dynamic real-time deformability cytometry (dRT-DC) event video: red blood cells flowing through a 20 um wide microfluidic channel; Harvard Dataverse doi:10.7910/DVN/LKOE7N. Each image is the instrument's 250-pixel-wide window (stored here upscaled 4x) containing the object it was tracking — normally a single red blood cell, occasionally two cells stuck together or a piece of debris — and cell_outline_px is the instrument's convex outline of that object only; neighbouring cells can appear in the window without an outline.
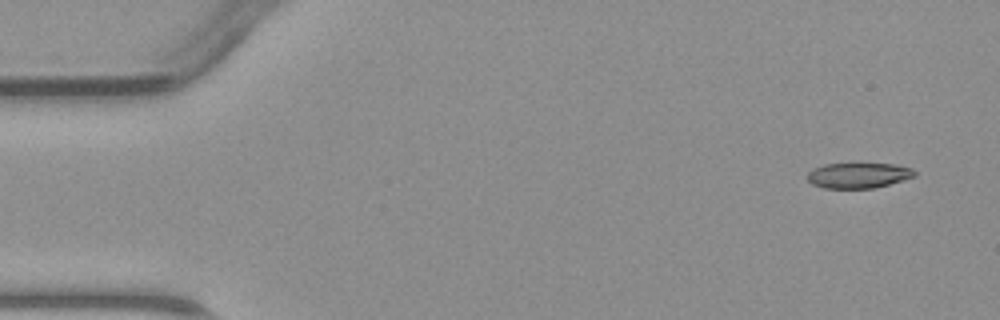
{"species": "common noctule bat (a hibernating species)", "species_latin": "Nyctalus noctula", "temperature_condition": "warm", "stored_images_in_passage": 4, "camera_frame_rate_fps": 3000, "um_per_image_px": 0.085, "animal": {"sex": "male", "body_mass_g": 23.1, "forearm_length_mm": 52.7}, "frame": {"image": 1, "passage_image": 1, "time_ms": 0.0, "image_size_px": [1000, 320], "cell_outline_px": [[916, 176], [888, 184], [872, 188], [824, 188], [812, 184], [808, 180], [808, 172], [812, 168], [824, 164], [892, 164], [912, 168], [916, 172]], "centroid_in_image_um": [72.94, 14.9], "position_along_channel_um": 12.1, "area_um2": 15.72}}
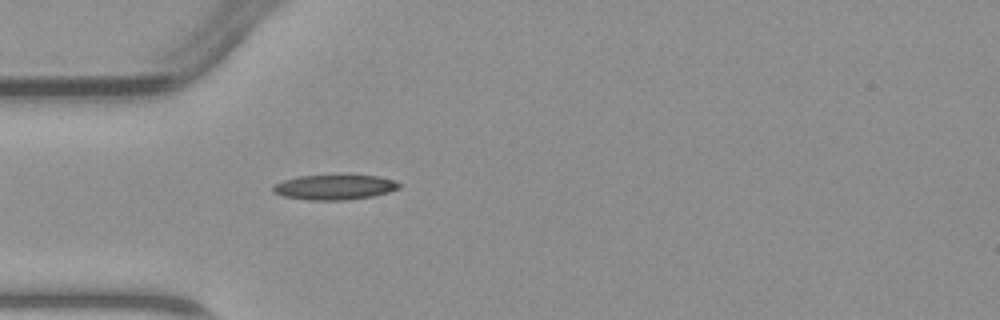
{"frame": {"image": 2, "passage_image": 4, "time_ms": 3.667, "image_size_px": [1000, 320], "cell_outline_px": [[400, 188], [388, 192], [372, 196], [344, 200], [308, 200], [284, 196], [272, 192], [272, 188], [276, 184], [284, 180], [300, 176], [376, 176], [396, 180], [400, 184]], "centroid_in_image_um": [28.44, 15.92], "position_along_channel_um": 56.6, "area_um2": 18.03}}